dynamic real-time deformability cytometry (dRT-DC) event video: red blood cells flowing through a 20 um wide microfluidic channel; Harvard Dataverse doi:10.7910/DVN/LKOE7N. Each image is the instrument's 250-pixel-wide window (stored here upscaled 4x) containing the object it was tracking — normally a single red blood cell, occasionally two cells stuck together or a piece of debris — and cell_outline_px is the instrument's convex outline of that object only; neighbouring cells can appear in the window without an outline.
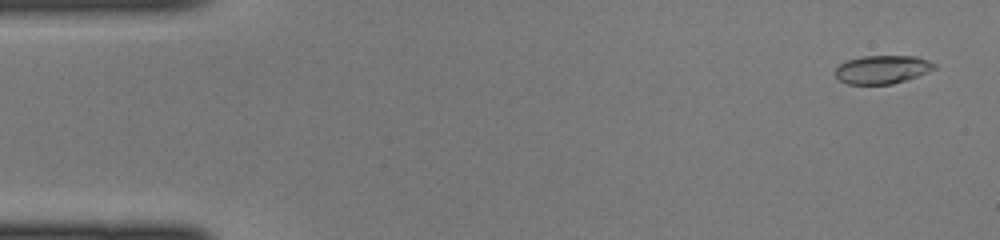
{"species": "common noctule bat (a hibernating species)", "species_latin": "Nyctalus noctula", "temperature_condition": "cold", "stored_images_in_passage": 43, "camera_frame_rate_fps": 3000, "um_per_image_px": 0.085, "animal": {"sex": "female", "body_mass_g": 22.0, "forearm_length_mm": 56.7}, "frame": {"image": 1, "passage_image": 2, "time_ms": 0.333, "image_size_px": [1000, 240], "cell_outline_px": [[936, 68], [916, 76], [892, 84], [848, 84], [840, 80], [832, 72], [840, 64], [848, 60], [860, 56], [916, 56], [928, 60], [936, 64]], "centroid_in_image_um": [74.96, 5.9], "position_along_channel_um": 10.0, "area_um2": 16.3}}
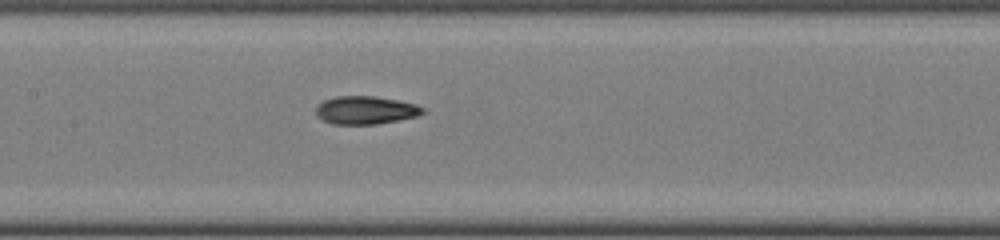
{"frame": {"image": 2, "passage_image": 21, "time_ms": 6.667, "image_size_px": [1000, 240], "cell_outline_px": [[424, 112], [416, 116], [400, 120], [376, 124], [332, 124], [316, 116], [316, 104], [324, 100], [336, 96], [376, 96], [416, 104], [424, 108]], "centroid_in_image_um": [31.05, 9.36], "position_along_channel_um": 176.4, "area_um2": 17.51}}
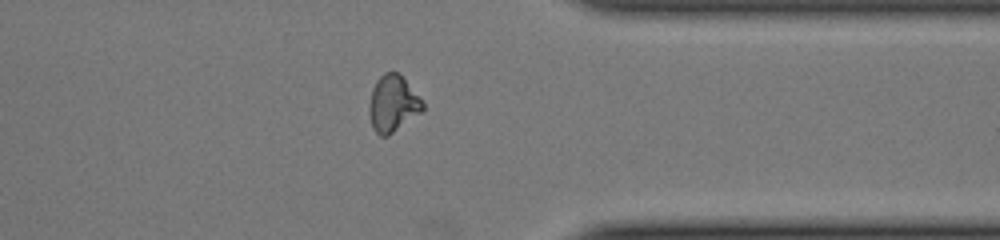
{"frame": {"image": 3, "passage_image": 35, "time_ms": 11.333, "image_size_px": [1000, 240], "cell_outline_px": [[424, 108], [420, 112], [388, 136], [380, 136], [372, 128], [368, 112], [368, 108], [372, 88], [376, 80], [384, 72], [396, 72], [404, 80], [424, 104]], "centroid_in_image_um": [33.33, 8.83], "position_along_channel_um": 378.1, "area_um2": 17.22}}